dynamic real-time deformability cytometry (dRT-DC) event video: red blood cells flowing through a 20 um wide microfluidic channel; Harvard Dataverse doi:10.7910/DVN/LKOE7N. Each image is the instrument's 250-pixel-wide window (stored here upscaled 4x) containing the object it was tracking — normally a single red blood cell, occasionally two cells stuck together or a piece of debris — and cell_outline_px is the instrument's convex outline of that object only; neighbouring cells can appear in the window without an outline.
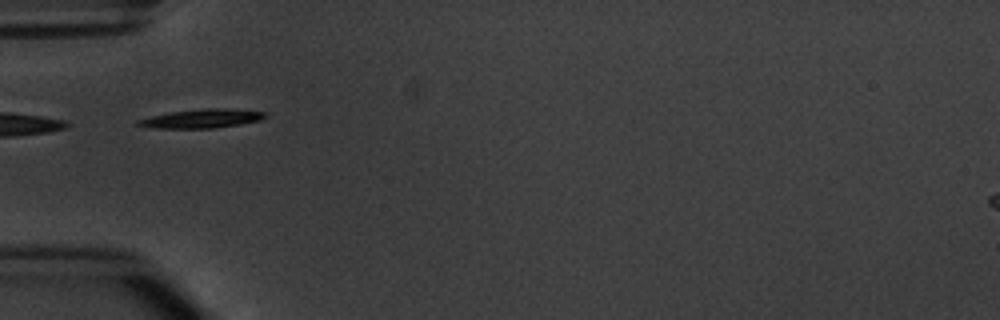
{"species": "common noctule bat (a hibernating species)", "species_latin": "Nyctalus noctula", "temperature_condition": "warm", "stored_images_in_passage": 8, "camera_frame_rate_fps": 3000, "um_per_image_px": 0.085, "animal": {"sex": "male", "body_mass_g": 20.1, "forearm_length_mm": 53.5}, "frame": {"image": 1, "passage_image": 5, "time_ms": 5.667, "image_size_px": [1000, 320], "cell_outline_px": [[268, 116], [260, 120], [240, 124], [212, 128], [152, 128], [136, 124], [136, 120], [168, 112], [204, 108], [224, 108], [268, 112]], "centroid_in_image_um": [17.17, 10.07], "position_along_channel_um": 67.8, "area_um2": 13.99}}
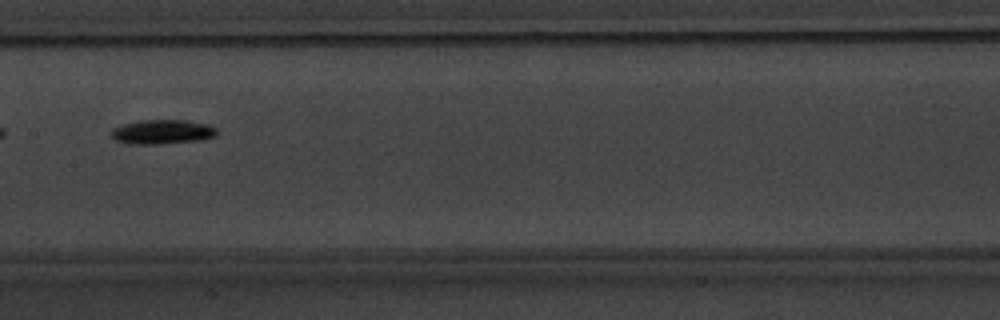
{"frame": {"image": 2, "passage_image": 8, "time_ms": 9.0, "image_size_px": [1000, 320], "cell_outline_px": [[216, 136], [204, 140], [160, 144], [128, 144], [116, 140], [108, 132], [112, 128], [120, 124], [140, 120], [188, 120], [208, 124], [216, 128]], "centroid_in_image_um": [13.77, 11.21], "position_along_channel_um": 193.6, "area_um2": 15.37}}